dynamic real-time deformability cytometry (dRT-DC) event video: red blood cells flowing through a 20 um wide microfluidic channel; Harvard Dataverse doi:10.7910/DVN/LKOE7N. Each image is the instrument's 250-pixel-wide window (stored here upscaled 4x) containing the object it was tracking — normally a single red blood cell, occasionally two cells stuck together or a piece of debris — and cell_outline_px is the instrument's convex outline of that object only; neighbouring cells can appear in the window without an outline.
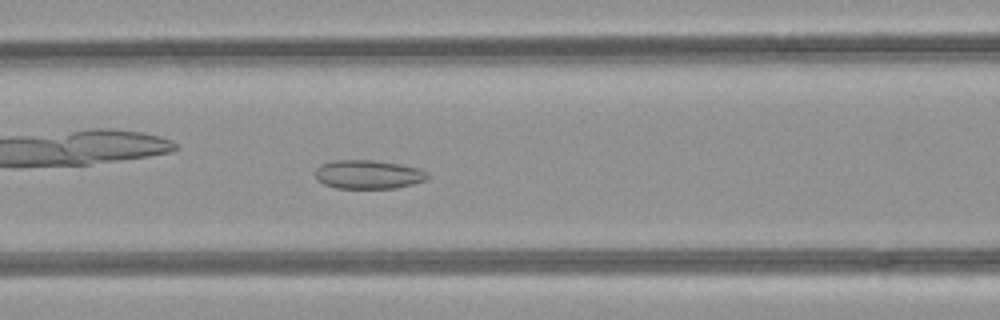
{"species": "common noctule bat (a hibernating species)", "species_latin": "Nyctalus noctula", "temperature_condition": "room temperature", "stored_images_in_passage": 40, "camera_frame_rate_fps": 3000, "um_per_image_px": 0.085, "animal": {"sex": "female", "body_mass_g": 21.9}, "frame": {"image": 1, "passage_image": 12, "time_ms": 3.667, "image_size_px": [1000, 320], "cell_outline_px": [[428, 176], [424, 180], [412, 184], [396, 188], [336, 188], [324, 184], [316, 180], [316, 168], [320, 164], [332, 160], [372, 160], [400, 164], [420, 168], [428, 172]], "centroid_in_image_um": [31.28, 14.82], "position_along_channel_um": 135.3, "area_um2": 18.9}}
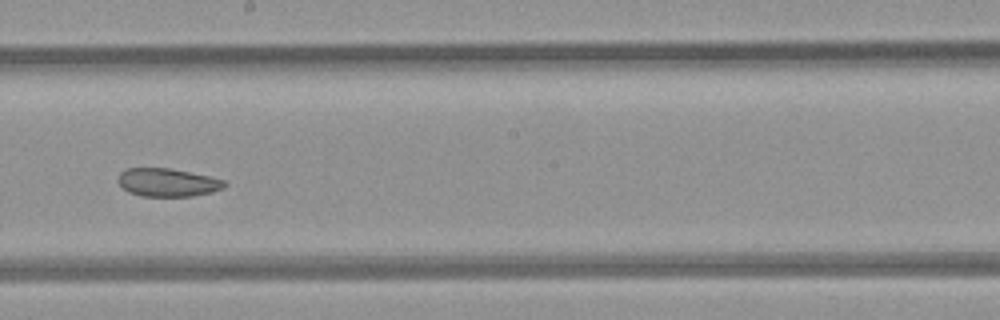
{"frame": {"image": 2, "passage_image": 19, "time_ms": 6.0, "image_size_px": [1000, 320], "cell_outline_px": [[228, 184], [224, 188], [212, 192], [192, 196], [140, 196], [128, 192], [116, 180], [120, 172], [124, 168], [172, 168], [208, 176], [224, 180]], "centroid_in_image_um": [14.23, 15.5], "position_along_channel_um": 234.0, "area_um2": 17.63}}
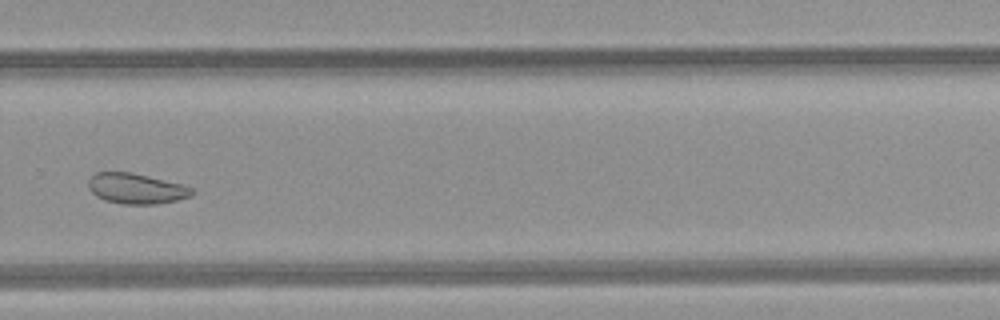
{"frame": {"image": 3, "passage_image": 25, "time_ms": 8.0, "image_size_px": [1000, 320], "cell_outline_px": [[196, 192], [192, 196], [176, 200], [156, 204], [120, 204], [104, 200], [96, 196], [88, 188], [88, 180], [96, 172], [132, 172], [180, 184], [192, 188]], "centroid_in_image_um": [11.56, 16.03], "position_along_channel_um": 318.2, "area_um2": 18.38}, "authors_computed_cell_mechanics": {"area_um2": 21.1259, "velocity_mm_per_s": 4.2402, "shape_relaxation_time_tau1_ms": null, "shape_relaxation_time_tau2_ms": 2.797, "deformation_change_tau1": null, "deformation_change_tau2": 0.0729}}